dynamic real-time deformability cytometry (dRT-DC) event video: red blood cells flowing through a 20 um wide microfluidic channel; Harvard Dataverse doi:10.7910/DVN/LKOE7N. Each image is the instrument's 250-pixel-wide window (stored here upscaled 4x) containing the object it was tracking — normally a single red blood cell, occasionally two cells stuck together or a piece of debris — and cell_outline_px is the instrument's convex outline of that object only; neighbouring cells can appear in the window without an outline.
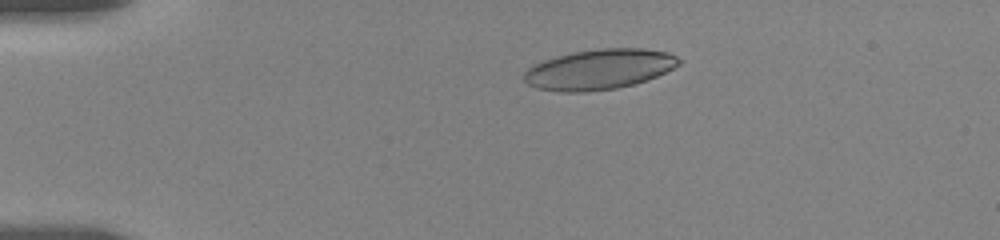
{"species": "human", "species_latin": "Homo sapiens", "temperature_condition": "room temperature", "stored_images_in_passage": 55, "camera_frame_rate_fps": 3000, "um_per_image_px": 0.085, "donor": {"sex": "female"}, "frame": {"image": 1, "passage_image": 12, "time_ms": 3.333, "image_size_px": [1000, 240], "cell_outline_px": [[680, 64], [648, 80], [616, 88], [584, 92], [560, 92], [536, 88], [528, 84], [524, 80], [524, 72], [528, 68], [544, 60], [556, 56], [572, 52], [600, 48], [644, 48], [668, 52], [676, 56], [680, 60]], "centroid_in_image_um": [50.92, 5.89], "position_along_channel_um": 34.1, "area_um2": 36.24}}
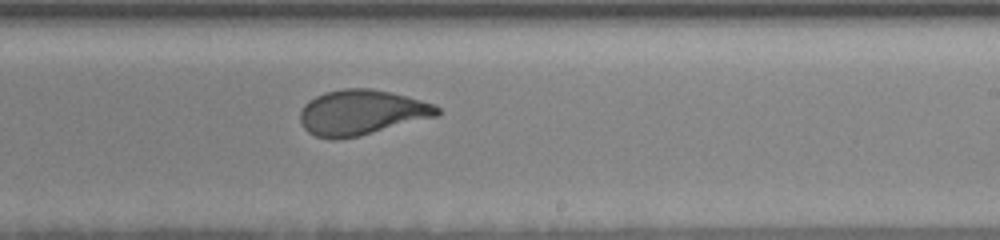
{"frame": {"image": 2, "passage_image": 34, "time_ms": 11.0, "image_size_px": [1000, 240], "cell_outline_px": [[440, 116], [360, 136], [336, 140], [332, 140], [316, 136], [308, 132], [300, 124], [300, 112], [304, 104], [308, 100], [324, 92], [344, 88], [368, 88], [388, 92], [420, 100], [432, 104], [440, 108]], "centroid_in_image_um": [30.71, 9.58], "position_along_channel_um": 258.3, "area_um2": 36.3}}
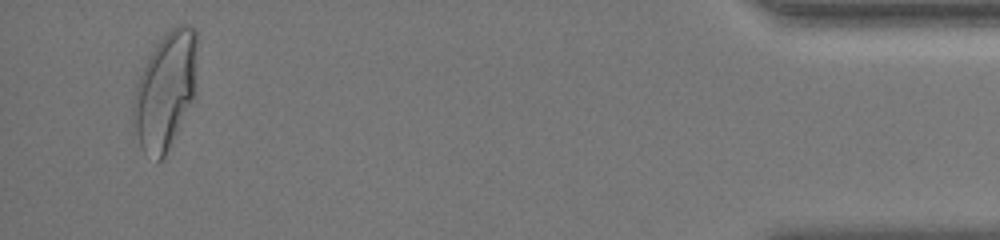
{"frame": {"image": 3, "passage_image": 52, "time_ms": 17.333, "image_size_px": [1000, 240], "cell_outline_px": [[196, 96], [164, 156], [156, 164], [144, 152], [140, 144], [132, 124], [132, 100], [136, 84], [148, 56], [156, 44], [176, 24], [188, 24], [196, 28]], "centroid_in_image_um": [14.05, 7.71], "position_along_channel_um": 421.1, "area_um2": 43.99}, "authors_computed_cell_mechanics": {"area_um2": 36.414, "velocity_mm_per_s": 3.6161, "shape_relaxation_time_tau1_ms": 5.8275, "shape_relaxation_time_tau2_ms": 0.9843, "deformation_change_tau1": 0.1931, "deformation_change_tau2": 0.0747}}